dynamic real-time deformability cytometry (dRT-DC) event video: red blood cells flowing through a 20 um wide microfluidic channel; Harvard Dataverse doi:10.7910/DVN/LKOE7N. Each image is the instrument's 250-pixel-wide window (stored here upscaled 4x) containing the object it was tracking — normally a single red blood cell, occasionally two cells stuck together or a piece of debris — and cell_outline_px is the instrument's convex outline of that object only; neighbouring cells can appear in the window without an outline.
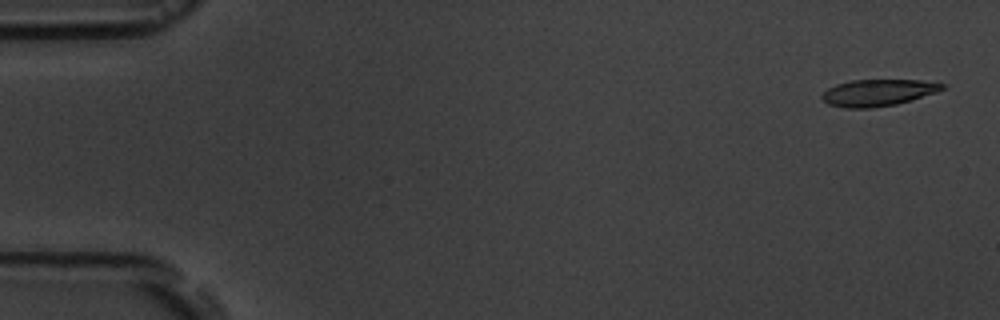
{"species": "common noctule bat (a hibernating species)", "species_latin": "Nyctalus noctula", "temperature_condition": "room temperature", "stored_images_in_passage": 5, "camera_frame_rate_fps": 3000, "um_per_image_px": 0.085, "animal": {"sex": "male", "body_mass_g": 19.5, "forearm_length_mm": 54.6}, "frame": {"image": 1, "passage_image": 1, "time_ms": 0.0, "image_size_px": [1000, 320], "cell_outline_px": [[944, 88], [936, 92], [896, 104], [872, 108], [844, 108], [828, 104], [820, 96], [828, 88], [836, 84], [852, 80], [920, 80], [944, 84]], "centroid_in_image_um": [74.58, 7.88], "position_along_channel_um": 10.4, "area_um2": 18.5}}
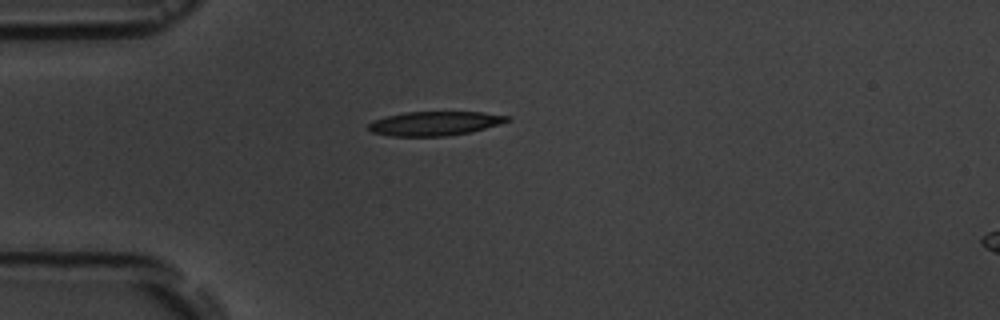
{"frame": {"image": 2, "passage_image": 5, "time_ms": 4.333, "image_size_px": [1000, 320], "cell_outline_px": [[512, 120], [500, 124], [468, 132], [444, 136], [392, 136], [372, 132], [368, 128], [368, 124], [372, 120], [404, 112], [484, 112], [508, 116]], "centroid_in_image_um": [36.95, 10.48], "position_along_channel_um": 48.1, "area_um2": 19.36}}